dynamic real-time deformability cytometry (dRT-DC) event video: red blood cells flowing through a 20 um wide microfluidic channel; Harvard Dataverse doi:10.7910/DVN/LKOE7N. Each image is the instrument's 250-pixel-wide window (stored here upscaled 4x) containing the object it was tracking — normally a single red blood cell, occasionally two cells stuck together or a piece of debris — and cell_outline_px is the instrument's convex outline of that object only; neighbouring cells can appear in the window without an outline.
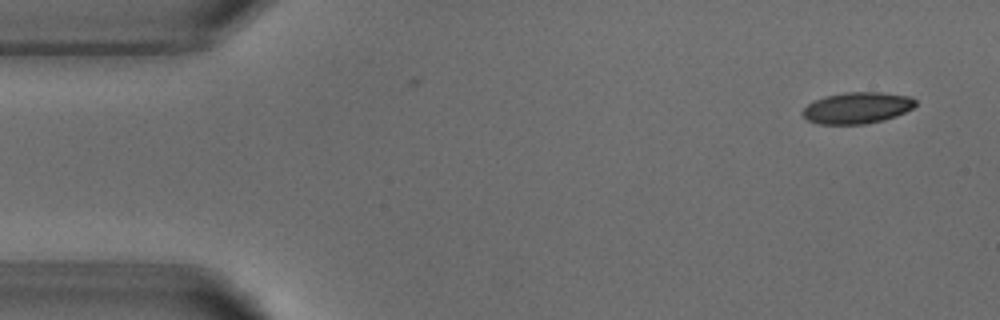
{"species": "common noctule bat (a hibernating species)", "species_latin": "Nyctalus noctula", "temperature_condition": "warm", "stored_images_in_passage": 5, "camera_frame_rate_fps": 3000, "um_per_image_px": 0.085, "animal": {"sex": "male", "body_mass_g": 18.8}, "frame": {"image": 1, "passage_image": 1, "time_ms": 0.0, "image_size_px": [1000, 320], "cell_outline_px": [[916, 104], [912, 108], [896, 116], [884, 120], [864, 124], [820, 124], [808, 120], [800, 112], [808, 104], [824, 96], [844, 92], [880, 92], [912, 96], [916, 100]], "centroid_in_image_um": [72.87, 9.16], "position_along_channel_um": 12.1, "area_um2": 20.69}}
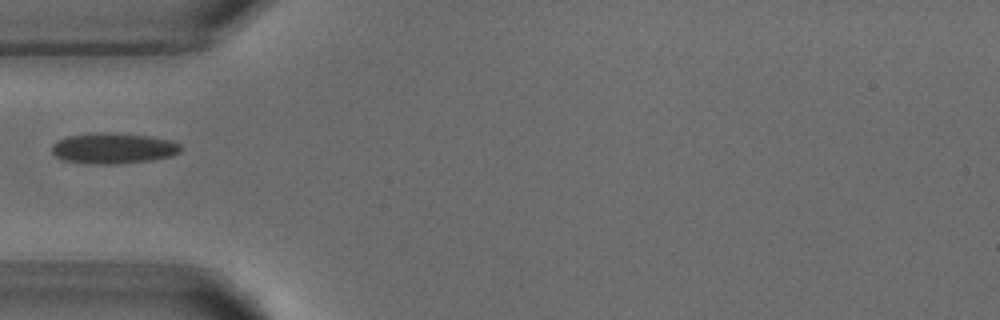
{"frame": {"image": 2, "passage_image": 4, "time_ms": 4.333, "image_size_px": [1000, 320], "cell_outline_px": [[184, 148], [180, 152], [172, 156], [152, 160], [116, 164], [88, 164], [64, 160], [56, 156], [52, 152], [52, 144], [56, 140], [68, 136], [96, 132], [112, 132], [152, 136], [172, 140], [180, 144]], "centroid_in_image_um": [9.66, 12.59], "position_along_channel_um": 75.3, "area_um2": 23.52}}